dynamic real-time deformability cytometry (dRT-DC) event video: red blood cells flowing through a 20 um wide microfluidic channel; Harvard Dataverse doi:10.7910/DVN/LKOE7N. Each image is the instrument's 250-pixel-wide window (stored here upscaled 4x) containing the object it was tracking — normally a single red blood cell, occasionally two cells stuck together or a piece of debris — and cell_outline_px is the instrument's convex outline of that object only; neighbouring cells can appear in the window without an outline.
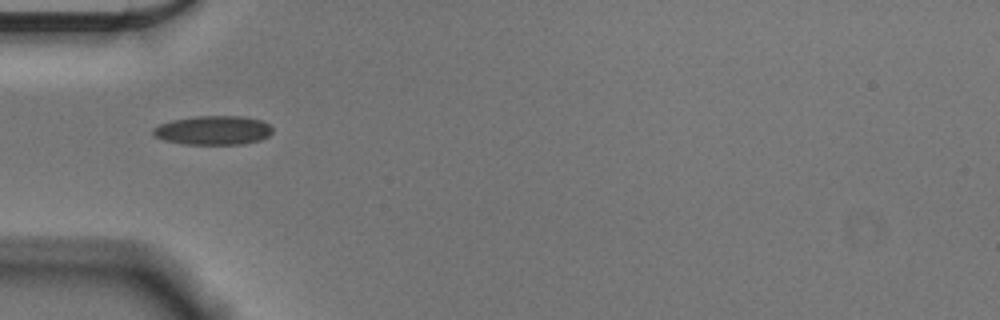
{"species": "Egyptian fruit bat (a non-hibernating species)", "species_latin": "Rousettus aegyptiacus", "temperature_condition": "cold", "stored_images_in_passage": 39, "camera_frame_rate_fps": 3000, "um_per_image_px": 0.085, "animal": {"sex": "male"}, "frame": {"image": 1, "passage_image": 1, "time_ms": 0.0, "image_size_px": [1000, 320], "cell_outline_px": [[272, 132], [268, 136], [260, 140], [244, 144], [184, 144], [164, 140], [152, 136], [152, 128], [160, 124], [172, 120], [196, 116], [244, 116], [260, 120], [268, 124], [272, 128]], "centroid_in_image_um": [18.1, 11.07], "position_along_channel_um": 66.9, "area_um2": 20.29}}
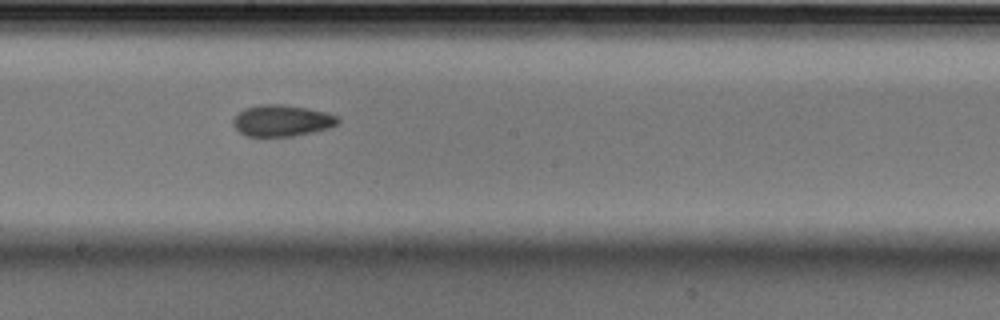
{"frame": {"image": 2, "passage_image": 14, "time_ms": 4.333, "image_size_px": [1000, 320], "cell_outline_px": [[340, 124], [328, 128], [312, 132], [292, 136], [244, 136], [232, 124], [232, 120], [244, 108], [260, 104], [284, 104], [308, 108], [328, 112], [340, 116]], "centroid_in_image_um": [24.0, 10.24], "position_along_channel_um": 224.2, "area_um2": 19.42}}
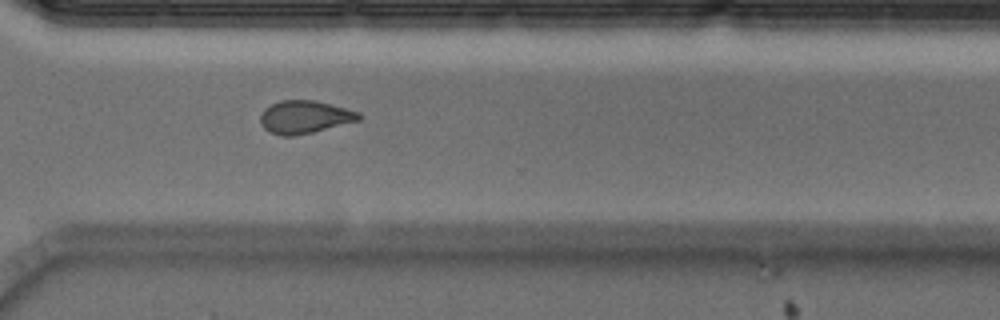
{"frame": {"image": 3, "passage_image": 24, "time_ms": 7.667, "image_size_px": [1000, 320], "cell_outline_px": [[360, 120], [312, 132], [292, 136], [284, 136], [268, 132], [260, 124], [260, 116], [264, 108], [280, 100], [316, 100], [332, 104], [360, 112]], "centroid_in_image_um": [25.87, 9.94], "position_along_channel_um": 344.7, "area_um2": 18.9}, "authors_computed_cell_mechanics": {"area_um2": 19.1318, "velocity_mm_per_s": 3.6251, "shape_relaxation_time_tau1_ms": 8.2513, "shape_relaxation_time_tau2_ms": 2.7568, "deformation_change_tau1": 0.1565, "deformation_change_tau2": 0.0794}}